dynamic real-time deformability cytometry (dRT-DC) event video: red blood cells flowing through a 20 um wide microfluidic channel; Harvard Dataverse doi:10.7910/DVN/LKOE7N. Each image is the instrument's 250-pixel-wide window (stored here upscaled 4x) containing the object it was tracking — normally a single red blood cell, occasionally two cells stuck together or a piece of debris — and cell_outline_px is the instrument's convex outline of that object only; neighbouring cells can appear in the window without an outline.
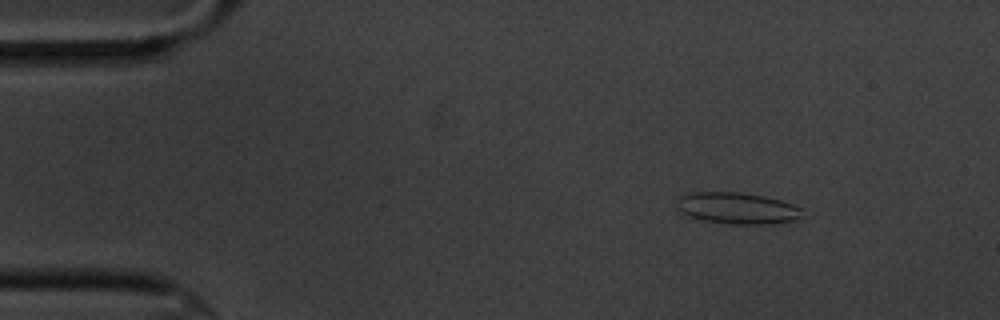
{"species": "common noctule bat (a hibernating species)", "species_latin": "Nyctalus noctula", "temperature_condition": "cold", "stored_images_in_passage": 8, "camera_frame_rate_fps": 3000, "um_per_image_px": 0.085, "animal": {"sex": "male", "body_mass_g": 20.1, "forearm_length_mm": 53.5}, "frame": {"image": 1, "passage_image": 3, "time_ms": 2.333, "image_size_px": [1000, 320], "cell_outline_px": [[800, 220], [772, 224], [732, 224], [704, 220], [692, 216], [676, 208], [680, 196], [692, 192], [740, 192], [764, 196], [780, 200], [792, 204], [800, 208]], "centroid_in_image_um": [62.7, 17.7], "position_along_channel_um": 22.3, "area_um2": 22.77}}
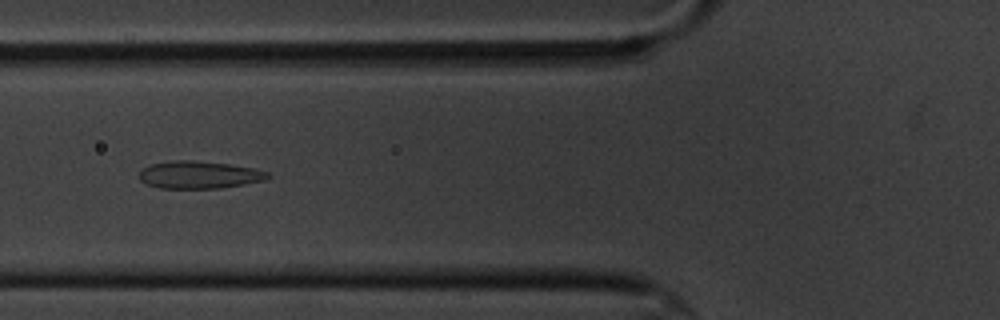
{"frame": {"image": 2, "passage_image": 7, "time_ms": 7.0, "image_size_px": [1000, 320], "cell_outline_px": [[272, 176], [264, 180], [244, 184], [216, 188], [160, 188], [148, 184], [140, 180], [136, 176], [140, 168], [148, 164], [172, 160], [196, 160], [228, 164], [256, 168], [268, 172]], "centroid_in_image_um": [16.87, 14.84], "position_along_channel_um": 108.9, "area_um2": 20.87}}
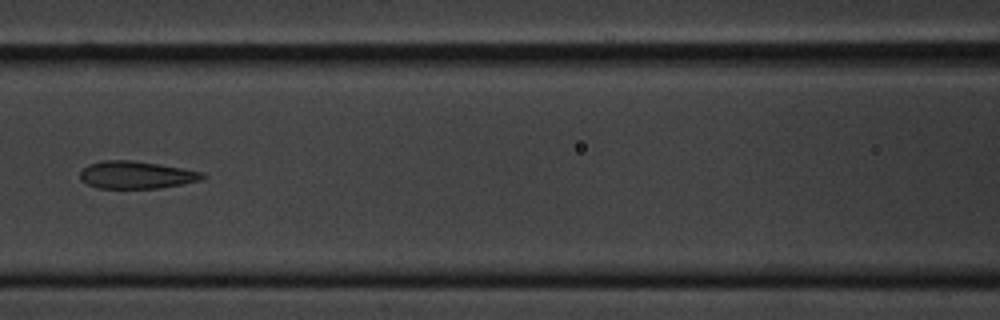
{"frame": {"image": 3, "passage_image": 8, "time_ms": 8.333, "image_size_px": [1000, 320], "cell_outline_px": [[208, 176], [204, 180], [160, 188], [96, 188], [80, 180], [80, 172], [88, 164], [104, 160], [132, 160], [204, 172]], "centroid_in_image_um": [11.61, 14.87], "position_along_channel_um": 155.0, "area_um2": 19.65}}